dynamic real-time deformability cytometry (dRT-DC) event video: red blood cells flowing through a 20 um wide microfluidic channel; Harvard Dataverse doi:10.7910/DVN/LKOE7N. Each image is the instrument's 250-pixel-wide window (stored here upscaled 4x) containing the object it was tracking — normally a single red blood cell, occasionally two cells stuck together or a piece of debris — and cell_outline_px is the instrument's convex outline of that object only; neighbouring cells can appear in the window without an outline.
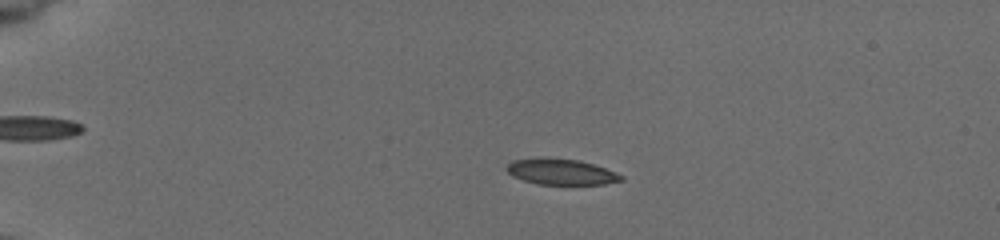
{"species": "common noctule bat (a hibernating species)", "species_latin": "Nyctalus noctula", "temperature_condition": "cold", "stored_images_in_passage": 56, "camera_frame_rate_fps": 3000, "um_per_image_px": 0.085, "animal": {"sex": "female", "body_mass_g": 19.5, "forearm_length_mm": 54.1}, "frame": {"image": 1, "passage_image": 14, "time_ms": 4.333, "image_size_px": [1000, 240], "cell_outline_px": [[624, 180], [604, 184], [536, 184], [512, 176], [504, 168], [512, 160], [580, 160], [616, 172], [624, 176]], "centroid_in_image_um": [47.73, 14.65], "position_along_channel_um": 37.3, "area_um2": 16.53}}
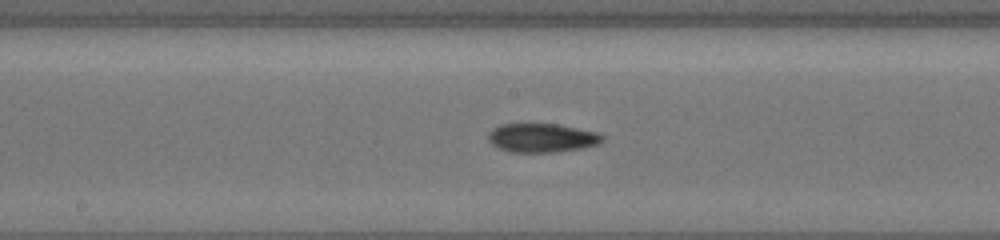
{"frame": {"image": 2, "passage_image": 32, "time_ms": 10.333, "image_size_px": [1000, 240], "cell_outline_px": [[604, 140], [600, 144], [584, 148], [560, 152], [508, 152], [492, 144], [488, 140], [488, 132], [492, 128], [500, 124], [556, 124], [600, 132], [604, 136]], "centroid_in_image_um": [46.1, 11.72], "position_along_channel_um": 202.1, "area_um2": 19.54}}
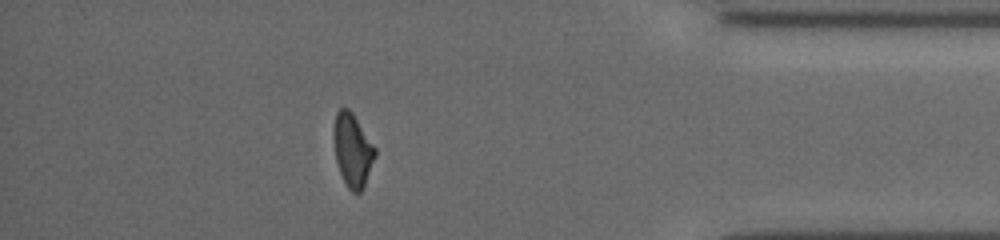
{"frame": {"image": 3, "passage_image": 50, "time_ms": 16.333, "image_size_px": [1000, 240], "cell_outline_px": [[376, 156], [364, 188], [360, 192], [352, 192], [348, 188], [340, 172], [336, 160], [336, 112], [340, 108], [348, 108], [352, 112], [376, 148]], "centroid_in_image_um": [30.03, 12.81], "position_along_channel_um": 405.2, "area_um2": 17.05}, "authors_computed_cell_mechanics": {"area_um2": 18.207, "velocity_mm_per_s": 3.8594, "shape_relaxation_time_tau1_ms": 4.6264, "shape_relaxation_time_tau2_ms": 4.47, "deformation_change_tau1": 0.1478, "deformation_change_tau2": 0.1188}}